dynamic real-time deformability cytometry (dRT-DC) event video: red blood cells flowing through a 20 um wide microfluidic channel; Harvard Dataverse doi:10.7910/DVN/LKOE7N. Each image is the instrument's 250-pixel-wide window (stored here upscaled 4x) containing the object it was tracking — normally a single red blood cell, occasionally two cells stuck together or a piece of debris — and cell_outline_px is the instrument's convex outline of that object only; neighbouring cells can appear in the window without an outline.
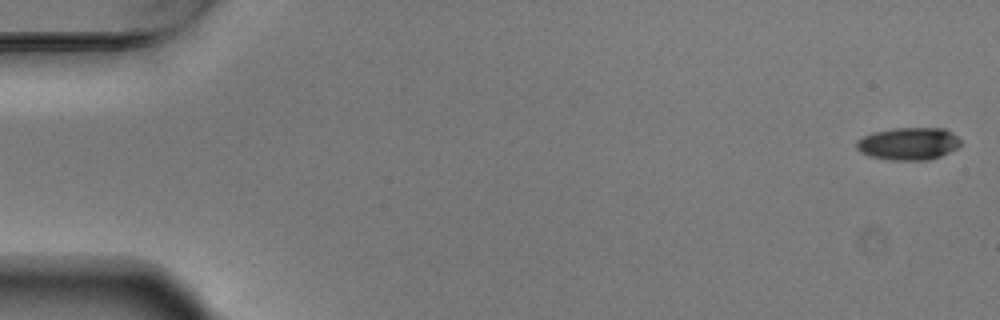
{"species": "Egyptian fruit bat (a non-hibernating species)", "species_latin": "Rousettus aegyptiacus", "temperature_condition": "warm", "stored_images_in_passage": 6, "camera_frame_rate_fps": 3000, "um_per_image_px": 0.085, "animal": {"sex": "male"}, "frame": {"image": 1, "passage_image": 1, "time_ms": 0.0, "image_size_px": [1000, 320], "cell_outline_px": [[960, 144], [956, 148], [940, 156], [928, 160], [892, 160], [868, 156], [860, 152], [856, 148], [856, 140], [872, 132], [892, 128], [944, 128], [952, 132], [960, 140]], "centroid_in_image_um": [77.18, 12.21], "position_along_channel_um": 7.8, "area_um2": 19.77}}
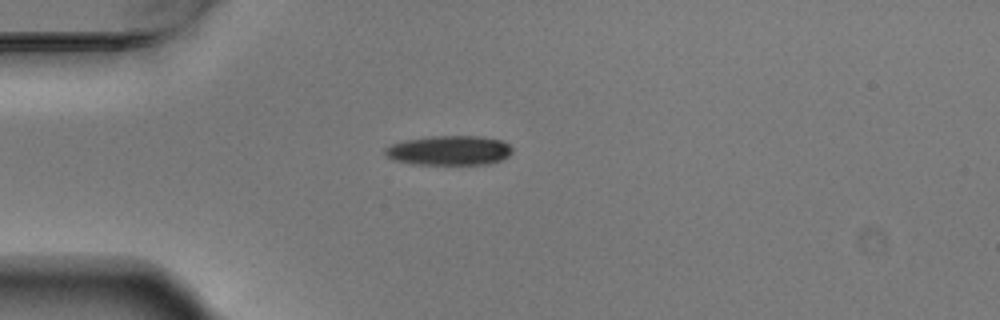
{"frame": {"image": 2, "passage_image": 5, "time_ms": 1.333, "image_size_px": [1000, 320], "cell_outline_px": [[512, 152], [504, 160], [488, 164], [412, 164], [392, 160], [384, 152], [384, 148], [400, 140], [432, 136], [484, 136], [504, 140], [512, 148]], "centroid_in_image_um": [38.2, 12.78], "position_along_channel_um": 46.8, "area_um2": 22.31}}
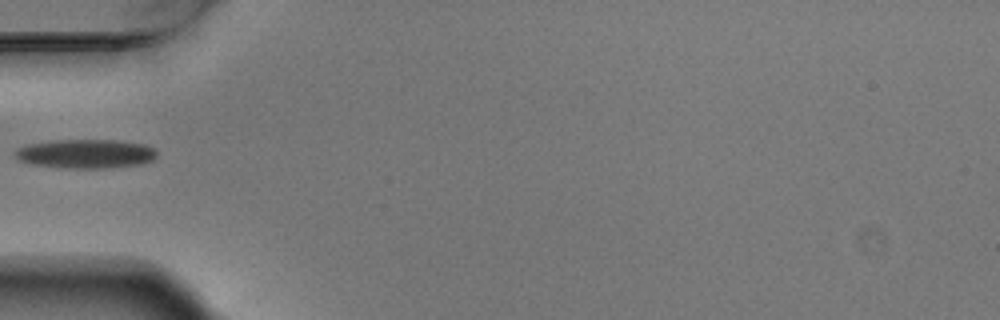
{"frame": {"image": 3, "passage_image": 6, "time_ms": 1.667, "image_size_px": [1000, 320], "cell_outline_px": [[156, 156], [152, 160], [140, 164], [108, 168], [60, 168], [32, 164], [16, 160], [16, 148], [28, 144], [56, 140], [116, 140], [144, 144], [156, 148]], "centroid_in_image_um": [7.28, 13.07], "position_along_channel_um": 77.7, "area_um2": 24.1}}